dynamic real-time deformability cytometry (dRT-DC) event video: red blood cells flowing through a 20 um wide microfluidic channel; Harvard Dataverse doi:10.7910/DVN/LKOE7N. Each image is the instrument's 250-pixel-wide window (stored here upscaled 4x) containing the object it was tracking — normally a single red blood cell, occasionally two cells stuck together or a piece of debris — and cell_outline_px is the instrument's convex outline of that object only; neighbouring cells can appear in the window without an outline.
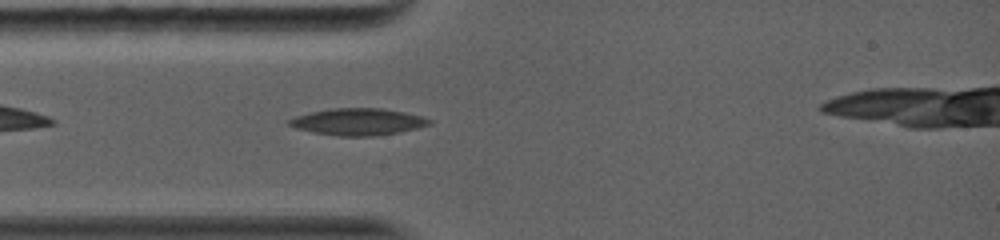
{"species": "common noctule bat (a hibernating species)", "species_latin": "Nyctalus noctula", "temperature_condition": "warm", "stored_images_in_passage": 3, "camera_frame_rate_fps": 5000, "um_per_image_px": 0.085, "animal": {"sex": "female", "body_mass_g": 19.0, "forearm_length_mm": 56.7}, "frame": {"image": 1, "passage_image": 2, "time_ms": 0.8, "image_size_px": [1000, 240], "cell_outline_px": [[432, 124], [400, 132], [372, 136], [340, 136], [312, 132], [296, 128], [288, 124], [288, 120], [296, 116], [308, 112], [328, 108], [384, 108], [424, 116], [432, 120]], "centroid_in_image_um": [30.44, 10.34], "position_along_channel_um": 54.6, "area_um2": 22.08}}